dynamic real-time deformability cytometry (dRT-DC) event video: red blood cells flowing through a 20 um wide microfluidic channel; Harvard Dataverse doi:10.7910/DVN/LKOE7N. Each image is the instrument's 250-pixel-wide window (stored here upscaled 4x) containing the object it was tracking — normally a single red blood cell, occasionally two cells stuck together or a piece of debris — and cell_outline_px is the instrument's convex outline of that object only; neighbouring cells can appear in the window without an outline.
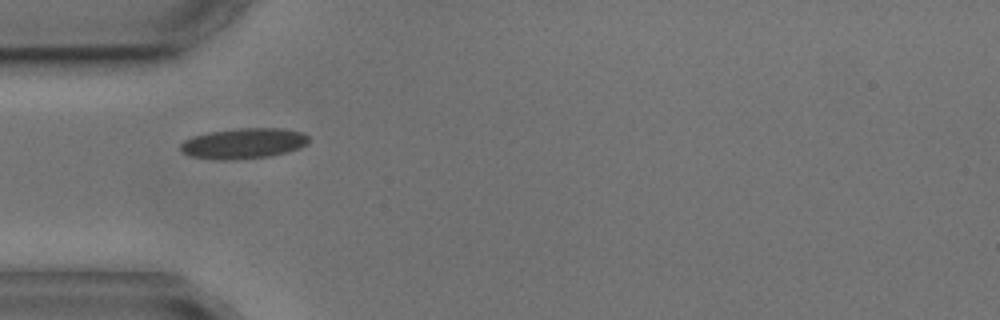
{"species": "common noctule bat (a hibernating species)", "species_latin": "Nyctalus noctula", "temperature_condition": "cold", "stored_images_in_passage": 5, "camera_frame_rate_fps": 3000, "um_per_image_px": 0.085, "animal": {"sex": "male", "body_mass_g": 17.9, "forearm_length_mm": 54.2}, "frame": {"image": 1, "passage_image": 4, "time_ms": 4.667, "image_size_px": [1000, 320], "cell_outline_px": [[308, 144], [300, 148], [288, 152], [268, 156], [224, 160], [192, 156], [184, 152], [180, 148], [180, 144], [184, 140], [192, 136], [208, 132], [240, 128], [280, 128], [304, 132], [308, 136]], "centroid_in_image_um": [20.74, 12.17], "position_along_channel_um": 64.3, "area_um2": 22.66}}